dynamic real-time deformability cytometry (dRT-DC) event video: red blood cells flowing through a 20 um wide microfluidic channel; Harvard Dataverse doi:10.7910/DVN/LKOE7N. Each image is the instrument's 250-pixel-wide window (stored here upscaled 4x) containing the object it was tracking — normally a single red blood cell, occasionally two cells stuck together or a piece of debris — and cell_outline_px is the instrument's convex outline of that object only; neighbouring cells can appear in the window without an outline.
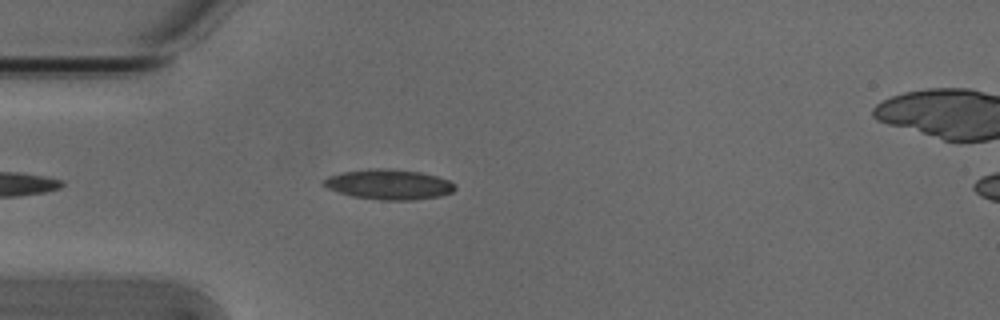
{"species": "Egyptian fruit bat (a non-hibernating species)", "species_latin": "Rousettus aegyptiacus", "temperature_condition": "cold", "stored_images_in_passage": 24, "camera_frame_rate_fps": 3000, "um_per_image_px": 0.085, "animal": {"sex": "male"}, "frame": {"image": 1, "passage_image": 1, "time_ms": 0.0, "image_size_px": [1000, 320], "cell_outline_px": [[456, 188], [452, 192], [440, 196], [412, 200], [380, 200], [352, 196], [328, 188], [320, 184], [328, 176], [340, 172], [368, 168], [388, 168], [420, 172], [436, 176], [448, 180], [456, 184]], "centroid_in_image_um": [33.04, 15.66], "position_along_channel_um": 52.0, "area_um2": 23.18}}
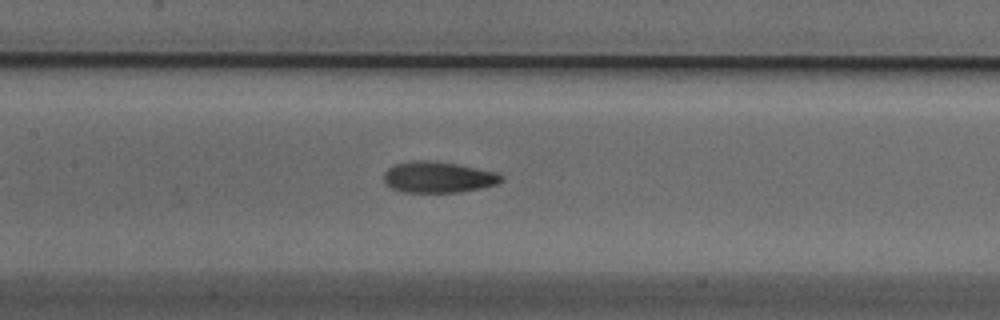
{"frame": {"image": 2, "passage_image": 11, "time_ms": 3.333, "image_size_px": [1000, 320], "cell_outline_px": [[504, 180], [496, 184], [480, 188], [460, 192], [404, 192], [392, 188], [384, 184], [384, 172], [388, 168], [396, 164], [412, 160], [436, 160], [460, 164], [496, 172], [504, 176]], "centroid_in_image_um": [37.25, 15.04], "position_along_channel_um": 170.2, "area_um2": 21.56}}
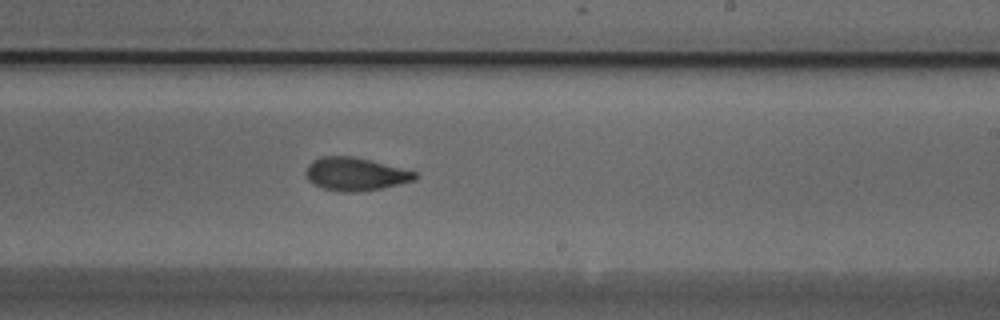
{"frame": {"image": 3, "passage_image": 18, "time_ms": 5.667, "image_size_px": [1000, 320], "cell_outline_px": [[416, 180], [380, 188], [360, 192], [340, 192], [324, 188], [312, 184], [308, 180], [304, 172], [308, 164], [312, 160], [320, 156], [352, 156], [372, 160], [416, 172]], "centroid_in_image_um": [30.15, 14.79], "position_along_channel_um": 258.8, "area_um2": 21.15}}